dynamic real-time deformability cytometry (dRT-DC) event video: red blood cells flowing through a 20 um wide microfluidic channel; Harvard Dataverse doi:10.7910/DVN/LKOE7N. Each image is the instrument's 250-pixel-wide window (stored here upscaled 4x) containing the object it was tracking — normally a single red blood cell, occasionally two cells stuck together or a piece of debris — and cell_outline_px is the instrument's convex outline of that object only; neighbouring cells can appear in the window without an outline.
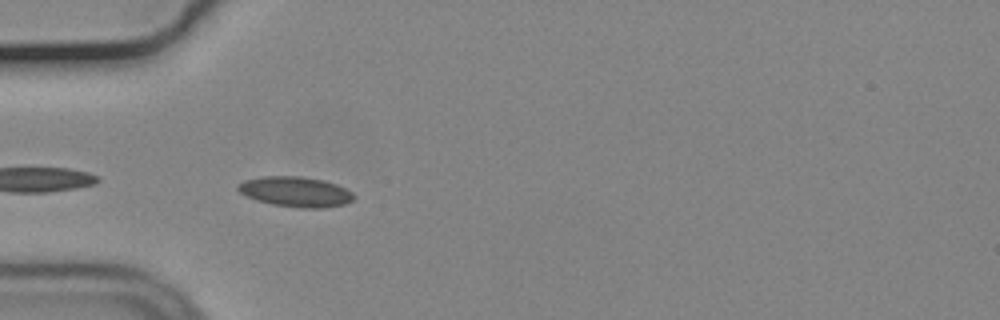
{"species": "common noctule bat (a hibernating species)", "species_latin": "Nyctalus noctula", "temperature_condition": "cold", "stored_images_in_passage": 6, "camera_frame_rate_fps": 3000, "um_per_image_px": 0.085, "animal": {"sex": "male", "body_mass_g": 19.2, "forearm_length_mm": 51.8}, "frame": {"image": 1, "passage_image": 2, "time_ms": 0.333, "image_size_px": [1000, 320], "cell_outline_px": [[356, 196], [352, 200], [344, 204], [320, 208], [300, 208], [272, 204], [256, 200], [240, 192], [236, 188], [244, 180], [260, 176], [300, 176], [324, 180], [336, 184], [352, 192]], "centroid_in_image_um": [25.13, 16.29], "position_along_channel_um": 59.9, "area_um2": 20.29}}